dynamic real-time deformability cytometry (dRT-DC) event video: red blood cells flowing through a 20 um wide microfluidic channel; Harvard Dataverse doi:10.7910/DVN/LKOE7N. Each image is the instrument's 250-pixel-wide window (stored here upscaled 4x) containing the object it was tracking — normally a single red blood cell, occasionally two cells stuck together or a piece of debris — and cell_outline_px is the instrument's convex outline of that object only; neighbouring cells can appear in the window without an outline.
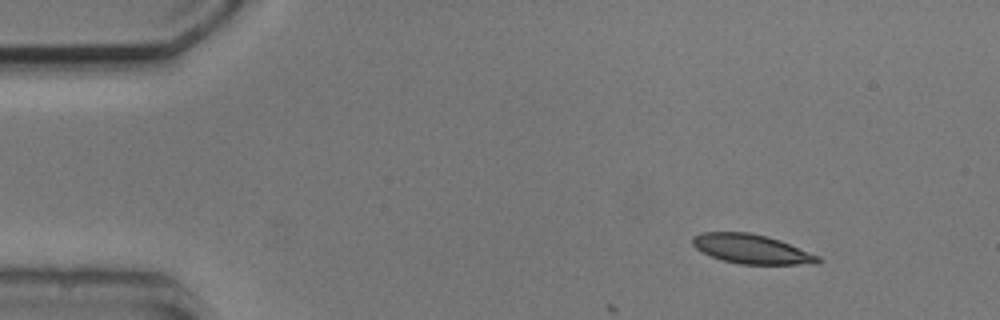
{"species": "common noctule bat (a hibernating species)", "species_latin": "Nyctalus noctula", "temperature_condition": "cold", "stored_images_in_passage": 4, "camera_frame_rate_fps": 3000, "um_per_image_px": 0.085, "animal": {"sex": "male", "body_mass_g": 20.5, "forearm_length_mm": 52.5}, "frame": {"image": 1, "passage_image": 1, "time_ms": 0.0, "image_size_px": [1000, 320], "cell_outline_px": [[824, 260], [816, 264], [740, 264], [724, 260], [712, 256], [696, 248], [692, 244], [692, 236], [700, 232], [748, 232], [768, 236], [780, 240], [820, 256]], "centroid_in_image_um": [63.91, 21.16], "position_along_channel_um": 21.1, "area_um2": 21.44}}